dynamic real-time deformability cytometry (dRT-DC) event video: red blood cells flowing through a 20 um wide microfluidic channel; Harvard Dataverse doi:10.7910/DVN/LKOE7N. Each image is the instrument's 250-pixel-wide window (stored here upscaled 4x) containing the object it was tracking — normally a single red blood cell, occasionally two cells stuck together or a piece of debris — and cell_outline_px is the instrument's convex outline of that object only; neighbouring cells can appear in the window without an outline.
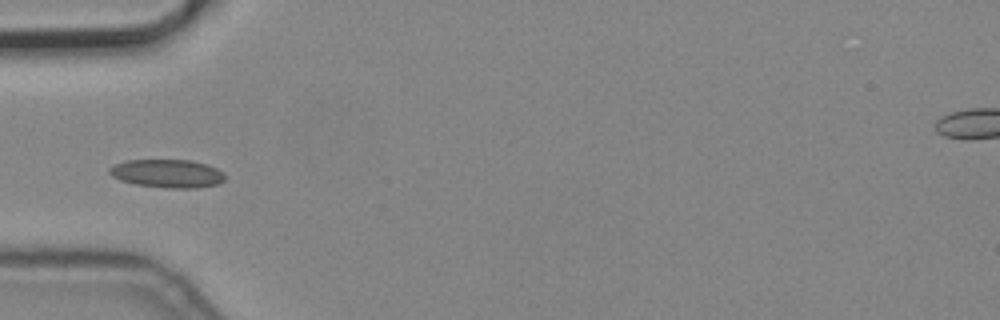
{"species": "common noctule bat (a hibernating species)", "species_latin": "Nyctalus noctula", "temperature_condition": "cold", "stored_images_in_passage": 4, "camera_frame_rate_fps": 3000, "um_per_image_px": 0.085, "animal": {"sex": "male", "body_mass_g": 19.2, "forearm_length_mm": 51.8}, "frame": {"image": 1, "passage_image": 2, "time_ms": 0.333, "image_size_px": [1000, 320], "cell_outline_px": [[224, 180], [216, 184], [196, 188], [168, 188], [136, 184], [120, 180], [112, 176], [108, 172], [108, 168], [124, 160], [192, 160], [208, 164], [224, 172]], "centroid_in_image_um": [14.22, 14.74], "position_along_channel_um": 70.8, "area_um2": 19.07}}
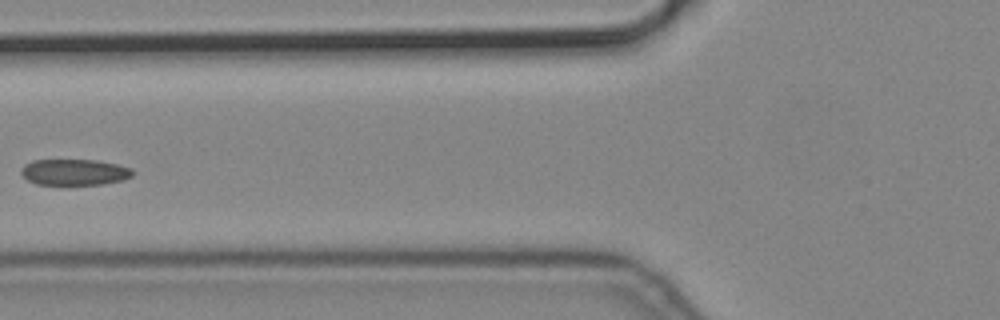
{"frame": {"image": 2, "passage_image": 3, "time_ms": 0.667, "image_size_px": [1000, 320], "cell_outline_px": [[136, 172], [132, 176], [124, 180], [104, 184], [36, 184], [28, 180], [20, 172], [20, 168], [24, 164], [32, 160], [96, 160], [116, 164], [132, 168]], "centroid_in_image_um": [6.35, 14.63], "position_along_channel_um": 119.5, "area_um2": 17.05}}
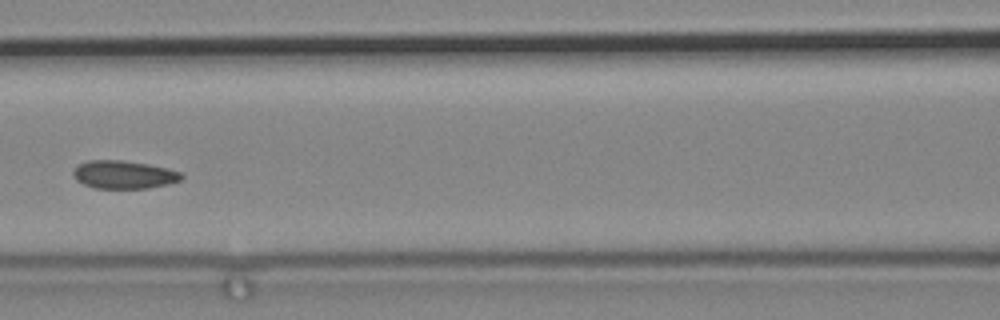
{"frame": {"image": 3, "passage_image": 4, "time_ms": 1.0, "image_size_px": [1000, 320], "cell_outline_px": [[184, 176], [180, 180], [168, 184], [148, 188], [96, 188], [84, 184], [76, 180], [72, 176], [72, 172], [80, 164], [88, 160], [124, 160], [148, 164], [168, 168], [180, 172]], "centroid_in_image_um": [10.53, 14.84], "position_along_channel_um": 156.1, "area_um2": 17.69}}